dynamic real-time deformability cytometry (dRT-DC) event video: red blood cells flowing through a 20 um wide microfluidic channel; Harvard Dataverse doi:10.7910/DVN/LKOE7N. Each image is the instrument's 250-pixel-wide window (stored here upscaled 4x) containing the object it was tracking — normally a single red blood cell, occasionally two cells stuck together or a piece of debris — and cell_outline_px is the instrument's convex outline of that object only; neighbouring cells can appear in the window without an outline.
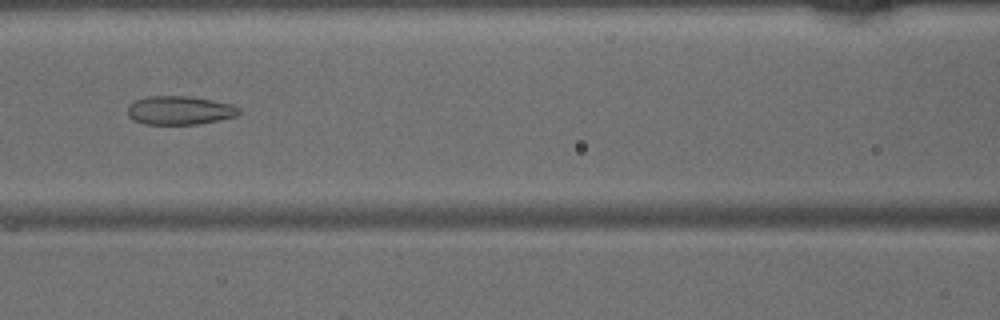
{"species": "common noctule bat (a hibernating species)", "species_latin": "Nyctalus noctula", "temperature_condition": "warm", "stored_images_in_passage": 33, "camera_frame_rate_fps": 3000, "um_per_image_px": 0.085, "animal": {"sex": "male", "body_mass_g": 15.6}, "frame": {"image": 1, "passage_image": 7, "time_ms": 2.0, "image_size_px": [1000, 320], "cell_outline_px": [[240, 112], [236, 116], [220, 120], [200, 124], [144, 124], [132, 120], [128, 116], [128, 104], [136, 100], [148, 96], [188, 96], [212, 100], [232, 104], [240, 108]], "centroid_in_image_um": [15.26, 9.38], "position_along_channel_um": 151.3, "area_um2": 18.73}}
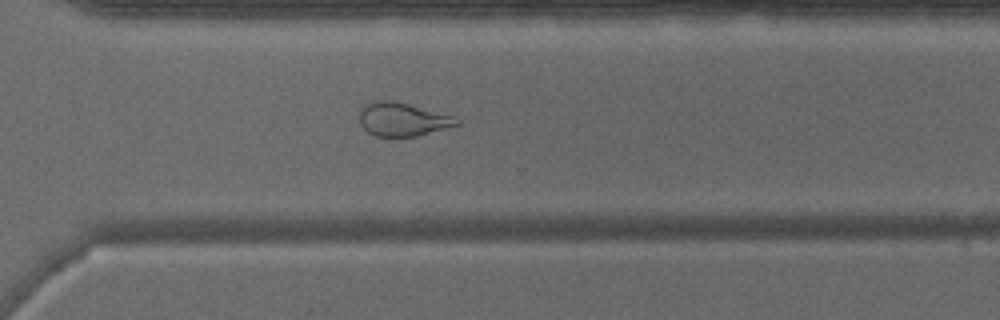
{"frame": {"image": 2, "passage_image": 20, "time_ms": 6.333, "image_size_px": [1000, 320], "cell_outline_px": [[460, 124], [416, 136], [376, 136], [368, 132], [360, 124], [360, 112], [364, 104], [376, 100], [392, 100], [408, 104], [452, 116], [460, 120]], "centroid_in_image_um": [34.18, 10.14], "position_along_channel_um": 336.4, "area_um2": 18.67}}
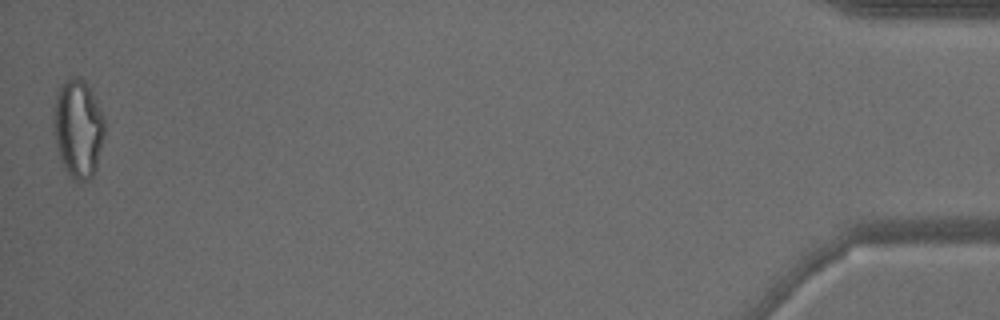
{"frame": {"image": 3, "passage_image": 33, "time_ms": 10.667, "image_size_px": [1000, 320], "cell_outline_px": [[104, 136], [96, 168], [92, 176], [88, 180], [72, 180], [60, 160], [52, 132], [52, 116], [56, 88], [60, 84], [72, 76], [76, 76], [84, 80], [104, 116]], "centroid_in_image_um": [6.58, 10.9], "position_along_channel_um": 428.6, "area_um2": 29.65}}